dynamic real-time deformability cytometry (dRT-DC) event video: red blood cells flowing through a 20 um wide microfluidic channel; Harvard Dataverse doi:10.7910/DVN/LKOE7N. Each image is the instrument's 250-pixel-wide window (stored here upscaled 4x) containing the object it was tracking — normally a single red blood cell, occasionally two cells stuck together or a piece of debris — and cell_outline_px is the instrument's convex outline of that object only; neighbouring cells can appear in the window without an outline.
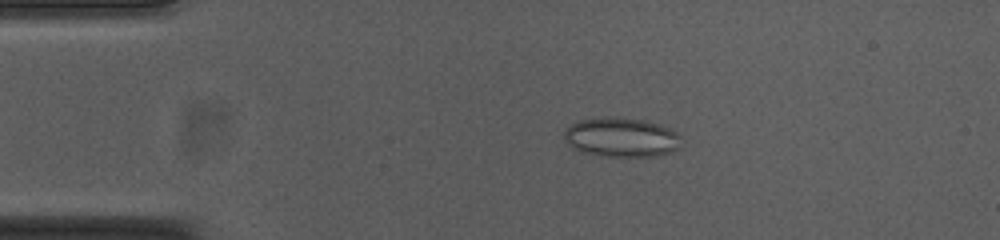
{"species": "common noctule bat (a hibernating species)", "species_latin": "Nyctalus noctula", "temperature_condition": "cold", "stored_images_in_passage": 54, "camera_frame_rate_fps": 3000, "um_per_image_px": 0.085, "animal": {"sex": "female", "body_mass_g": 23.0, "forearm_length_mm": 53.4}, "frame": {"image": 1, "passage_image": 11, "time_ms": 3.333, "image_size_px": [1000, 240], "cell_outline_px": [[680, 148], [656, 156], [600, 156], [580, 152], [572, 148], [564, 140], [564, 132], [576, 120], [612, 116], [620, 116], [644, 120], [660, 124], [676, 132], [680, 136]], "centroid_in_image_um": [52.78, 11.66], "position_along_channel_um": 32.2, "area_um2": 27.17}}
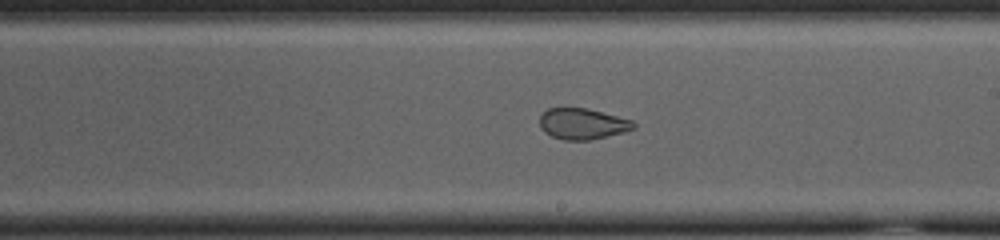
{"frame": {"image": 2, "passage_image": 31, "time_ms": 10.0, "image_size_px": [1000, 240], "cell_outline_px": [[636, 128], [624, 132], [608, 136], [588, 140], [564, 140], [552, 136], [544, 132], [540, 128], [540, 116], [548, 108], [588, 108], [632, 120], [636, 124]], "centroid_in_image_um": [49.52, 10.52], "position_along_channel_um": 239.5, "area_um2": 16.99}}
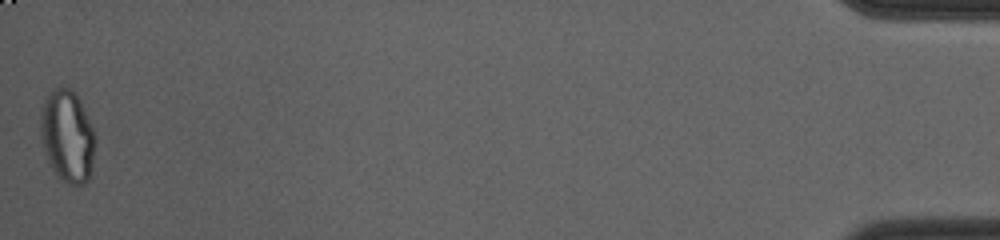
{"frame": {"image": 3, "passage_image": 54, "time_ms": 17.667, "image_size_px": [1000, 240], "cell_outline_px": [[96, 136], [92, 172], [88, 180], [84, 184], [72, 184], [64, 180], [56, 172], [48, 160], [40, 136], [40, 116], [44, 100], [52, 88], [68, 88], [80, 100]], "centroid_in_image_um": [5.74, 11.56], "position_along_channel_um": 429.5, "area_um2": 29.07}, "authors_computed_cell_mechanics": {"area_um2": 24.5072, "velocity_mm_per_s": 3.7585, "shape_relaxation_time_tau1_ms": null, "shape_relaxation_time_tau2_ms": 1.2465, "deformation_change_tau1": null, "deformation_change_tau2": 0.0667}}